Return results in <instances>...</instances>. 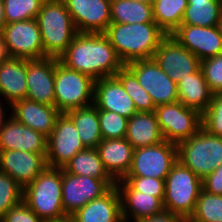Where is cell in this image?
Segmentation results:
<instances>
[{
  "instance_id": "cell-1",
  "label": "cell",
  "mask_w": 222,
  "mask_h": 222,
  "mask_svg": "<svg viewBox=\"0 0 222 222\" xmlns=\"http://www.w3.org/2000/svg\"><path fill=\"white\" fill-rule=\"evenodd\" d=\"M58 59L94 80L114 76L124 66L104 33H77Z\"/></svg>"
},
{
  "instance_id": "cell-2",
  "label": "cell",
  "mask_w": 222,
  "mask_h": 222,
  "mask_svg": "<svg viewBox=\"0 0 222 222\" xmlns=\"http://www.w3.org/2000/svg\"><path fill=\"white\" fill-rule=\"evenodd\" d=\"M118 57L125 64L153 59L156 49L167 34L155 23H111L104 32Z\"/></svg>"
},
{
  "instance_id": "cell-3",
  "label": "cell",
  "mask_w": 222,
  "mask_h": 222,
  "mask_svg": "<svg viewBox=\"0 0 222 222\" xmlns=\"http://www.w3.org/2000/svg\"><path fill=\"white\" fill-rule=\"evenodd\" d=\"M23 201L43 222L67 219L62 206V168L47 166L23 189Z\"/></svg>"
},
{
  "instance_id": "cell-4",
  "label": "cell",
  "mask_w": 222,
  "mask_h": 222,
  "mask_svg": "<svg viewBox=\"0 0 222 222\" xmlns=\"http://www.w3.org/2000/svg\"><path fill=\"white\" fill-rule=\"evenodd\" d=\"M36 21L45 57L59 58L78 33L63 0H45Z\"/></svg>"
},
{
  "instance_id": "cell-5",
  "label": "cell",
  "mask_w": 222,
  "mask_h": 222,
  "mask_svg": "<svg viewBox=\"0 0 222 222\" xmlns=\"http://www.w3.org/2000/svg\"><path fill=\"white\" fill-rule=\"evenodd\" d=\"M202 189V179L177 161L165 178V210L190 219Z\"/></svg>"
},
{
  "instance_id": "cell-6",
  "label": "cell",
  "mask_w": 222,
  "mask_h": 222,
  "mask_svg": "<svg viewBox=\"0 0 222 222\" xmlns=\"http://www.w3.org/2000/svg\"><path fill=\"white\" fill-rule=\"evenodd\" d=\"M177 160L200 179H204L222 164V137L199 131L177 144Z\"/></svg>"
},
{
  "instance_id": "cell-7",
  "label": "cell",
  "mask_w": 222,
  "mask_h": 222,
  "mask_svg": "<svg viewBox=\"0 0 222 222\" xmlns=\"http://www.w3.org/2000/svg\"><path fill=\"white\" fill-rule=\"evenodd\" d=\"M55 107L60 113L93 105L95 80L55 58Z\"/></svg>"
},
{
  "instance_id": "cell-8",
  "label": "cell",
  "mask_w": 222,
  "mask_h": 222,
  "mask_svg": "<svg viewBox=\"0 0 222 222\" xmlns=\"http://www.w3.org/2000/svg\"><path fill=\"white\" fill-rule=\"evenodd\" d=\"M156 115L163 139L178 144L195 135L202 127V114L181 102L156 106Z\"/></svg>"
},
{
  "instance_id": "cell-9",
  "label": "cell",
  "mask_w": 222,
  "mask_h": 222,
  "mask_svg": "<svg viewBox=\"0 0 222 222\" xmlns=\"http://www.w3.org/2000/svg\"><path fill=\"white\" fill-rule=\"evenodd\" d=\"M116 185L114 180L74 175L62 169V206L67 217Z\"/></svg>"
},
{
  "instance_id": "cell-10",
  "label": "cell",
  "mask_w": 222,
  "mask_h": 222,
  "mask_svg": "<svg viewBox=\"0 0 222 222\" xmlns=\"http://www.w3.org/2000/svg\"><path fill=\"white\" fill-rule=\"evenodd\" d=\"M125 66L136 76L155 106L178 102L177 84L161 70L154 59L135 60Z\"/></svg>"
},
{
  "instance_id": "cell-11",
  "label": "cell",
  "mask_w": 222,
  "mask_h": 222,
  "mask_svg": "<svg viewBox=\"0 0 222 222\" xmlns=\"http://www.w3.org/2000/svg\"><path fill=\"white\" fill-rule=\"evenodd\" d=\"M177 144L166 140L153 146L134 150L130 171L126 176H142L165 179L177 162Z\"/></svg>"
},
{
  "instance_id": "cell-12",
  "label": "cell",
  "mask_w": 222,
  "mask_h": 222,
  "mask_svg": "<svg viewBox=\"0 0 222 222\" xmlns=\"http://www.w3.org/2000/svg\"><path fill=\"white\" fill-rule=\"evenodd\" d=\"M85 149L73 121L65 113H61L47 137V166L63 168L78 152Z\"/></svg>"
},
{
  "instance_id": "cell-13",
  "label": "cell",
  "mask_w": 222,
  "mask_h": 222,
  "mask_svg": "<svg viewBox=\"0 0 222 222\" xmlns=\"http://www.w3.org/2000/svg\"><path fill=\"white\" fill-rule=\"evenodd\" d=\"M2 32L12 58L31 60L45 57L36 19L6 24Z\"/></svg>"
},
{
  "instance_id": "cell-14",
  "label": "cell",
  "mask_w": 222,
  "mask_h": 222,
  "mask_svg": "<svg viewBox=\"0 0 222 222\" xmlns=\"http://www.w3.org/2000/svg\"><path fill=\"white\" fill-rule=\"evenodd\" d=\"M153 59L176 84L200 68L199 58L167 35L156 49Z\"/></svg>"
},
{
  "instance_id": "cell-15",
  "label": "cell",
  "mask_w": 222,
  "mask_h": 222,
  "mask_svg": "<svg viewBox=\"0 0 222 222\" xmlns=\"http://www.w3.org/2000/svg\"><path fill=\"white\" fill-rule=\"evenodd\" d=\"M78 33H104L111 24V0H63Z\"/></svg>"
},
{
  "instance_id": "cell-16",
  "label": "cell",
  "mask_w": 222,
  "mask_h": 222,
  "mask_svg": "<svg viewBox=\"0 0 222 222\" xmlns=\"http://www.w3.org/2000/svg\"><path fill=\"white\" fill-rule=\"evenodd\" d=\"M171 35L200 61L222 53V36L217 26L201 27L181 24Z\"/></svg>"
},
{
  "instance_id": "cell-17",
  "label": "cell",
  "mask_w": 222,
  "mask_h": 222,
  "mask_svg": "<svg viewBox=\"0 0 222 222\" xmlns=\"http://www.w3.org/2000/svg\"><path fill=\"white\" fill-rule=\"evenodd\" d=\"M55 58L27 60L26 98L55 107Z\"/></svg>"
},
{
  "instance_id": "cell-18",
  "label": "cell",
  "mask_w": 222,
  "mask_h": 222,
  "mask_svg": "<svg viewBox=\"0 0 222 222\" xmlns=\"http://www.w3.org/2000/svg\"><path fill=\"white\" fill-rule=\"evenodd\" d=\"M46 167V154L0 150V171L9 174L23 189Z\"/></svg>"
},
{
  "instance_id": "cell-19",
  "label": "cell",
  "mask_w": 222,
  "mask_h": 222,
  "mask_svg": "<svg viewBox=\"0 0 222 222\" xmlns=\"http://www.w3.org/2000/svg\"><path fill=\"white\" fill-rule=\"evenodd\" d=\"M0 150L46 154L47 137L8 115L0 124Z\"/></svg>"
},
{
  "instance_id": "cell-20",
  "label": "cell",
  "mask_w": 222,
  "mask_h": 222,
  "mask_svg": "<svg viewBox=\"0 0 222 222\" xmlns=\"http://www.w3.org/2000/svg\"><path fill=\"white\" fill-rule=\"evenodd\" d=\"M121 199V215L123 222H133L151 217L165 210L164 198H157L151 194H143L135 189L124 178L115 185Z\"/></svg>"
},
{
  "instance_id": "cell-21",
  "label": "cell",
  "mask_w": 222,
  "mask_h": 222,
  "mask_svg": "<svg viewBox=\"0 0 222 222\" xmlns=\"http://www.w3.org/2000/svg\"><path fill=\"white\" fill-rule=\"evenodd\" d=\"M93 105L98 110L113 111L128 119L137 113L133 100L115 76L95 80Z\"/></svg>"
},
{
  "instance_id": "cell-22",
  "label": "cell",
  "mask_w": 222,
  "mask_h": 222,
  "mask_svg": "<svg viewBox=\"0 0 222 222\" xmlns=\"http://www.w3.org/2000/svg\"><path fill=\"white\" fill-rule=\"evenodd\" d=\"M8 110H10L8 114L16 121L46 137L52 132L56 119L61 114L54 106L41 104L27 98L13 103Z\"/></svg>"
},
{
  "instance_id": "cell-23",
  "label": "cell",
  "mask_w": 222,
  "mask_h": 222,
  "mask_svg": "<svg viewBox=\"0 0 222 222\" xmlns=\"http://www.w3.org/2000/svg\"><path fill=\"white\" fill-rule=\"evenodd\" d=\"M96 149L105 170L115 182L126 177L135 150L126 138L103 139Z\"/></svg>"
},
{
  "instance_id": "cell-24",
  "label": "cell",
  "mask_w": 222,
  "mask_h": 222,
  "mask_svg": "<svg viewBox=\"0 0 222 222\" xmlns=\"http://www.w3.org/2000/svg\"><path fill=\"white\" fill-rule=\"evenodd\" d=\"M26 74L27 59L11 57L0 64V100H6V108L26 98Z\"/></svg>"
},
{
  "instance_id": "cell-25",
  "label": "cell",
  "mask_w": 222,
  "mask_h": 222,
  "mask_svg": "<svg viewBox=\"0 0 222 222\" xmlns=\"http://www.w3.org/2000/svg\"><path fill=\"white\" fill-rule=\"evenodd\" d=\"M73 222H123L121 199L116 186L93 199L69 217Z\"/></svg>"
},
{
  "instance_id": "cell-26",
  "label": "cell",
  "mask_w": 222,
  "mask_h": 222,
  "mask_svg": "<svg viewBox=\"0 0 222 222\" xmlns=\"http://www.w3.org/2000/svg\"><path fill=\"white\" fill-rule=\"evenodd\" d=\"M125 138L134 149L153 146L164 141L156 115L153 112H137L128 119Z\"/></svg>"
},
{
  "instance_id": "cell-27",
  "label": "cell",
  "mask_w": 222,
  "mask_h": 222,
  "mask_svg": "<svg viewBox=\"0 0 222 222\" xmlns=\"http://www.w3.org/2000/svg\"><path fill=\"white\" fill-rule=\"evenodd\" d=\"M178 101L202 114L212 101L213 92L199 68L195 73L188 74L186 78L177 83Z\"/></svg>"
},
{
  "instance_id": "cell-28",
  "label": "cell",
  "mask_w": 222,
  "mask_h": 222,
  "mask_svg": "<svg viewBox=\"0 0 222 222\" xmlns=\"http://www.w3.org/2000/svg\"><path fill=\"white\" fill-rule=\"evenodd\" d=\"M77 128L78 135L85 148H96L103 140L100 130L99 110L90 105L65 113Z\"/></svg>"
},
{
  "instance_id": "cell-29",
  "label": "cell",
  "mask_w": 222,
  "mask_h": 222,
  "mask_svg": "<svg viewBox=\"0 0 222 222\" xmlns=\"http://www.w3.org/2000/svg\"><path fill=\"white\" fill-rule=\"evenodd\" d=\"M62 169L74 175L113 180L105 170L96 148H86L78 152Z\"/></svg>"
},
{
  "instance_id": "cell-30",
  "label": "cell",
  "mask_w": 222,
  "mask_h": 222,
  "mask_svg": "<svg viewBox=\"0 0 222 222\" xmlns=\"http://www.w3.org/2000/svg\"><path fill=\"white\" fill-rule=\"evenodd\" d=\"M111 23L154 22L152 5L133 0H111Z\"/></svg>"
},
{
  "instance_id": "cell-31",
  "label": "cell",
  "mask_w": 222,
  "mask_h": 222,
  "mask_svg": "<svg viewBox=\"0 0 222 222\" xmlns=\"http://www.w3.org/2000/svg\"><path fill=\"white\" fill-rule=\"evenodd\" d=\"M221 9L222 0H188L181 24L217 26Z\"/></svg>"
},
{
  "instance_id": "cell-32",
  "label": "cell",
  "mask_w": 222,
  "mask_h": 222,
  "mask_svg": "<svg viewBox=\"0 0 222 222\" xmlns=\"http://www.w3.org/2000/svg\"><path fill=\"white\" fill-rule=\"evenodd\" d=\"M188 0H155L152 5L154 22L171 35L180 25Z\"/></svg>"
},
{
  "instance_id": "cell-33",
  "label": "cell",
  "mask_w": 222,
  "mask_h": 222,
  "mask_svg": "<svg viewBox=\"0 0 222 222\" xmlns=\"http://www.w3.org/2000/svg\"><path fill=\"white\" fill-rule=\"evenodd\" d=\"M133 100L137 112H153L156 108L151 96L140 86L136 76L124 65L114 75Z\"/></svg>"
},
{
  "instance_id": "cell-34",
  "label": "cell",
  "mask_w": 222,
  "mask_h": 222,
  "mask_svg": "<svg viewBox=\"0 0 222 222\" xmlns=\"http://www.w3.org/2000/svg\"><path fill=\"white\" fill-rule=\"evenodd\" d=\"M191 222H222V196L202 189Z\"/></svg>"
},
{
  "instance_id": "cell-35",
  "label": "cell",
  "mask_w": 222,
  "mask_h": 222,
  "mask_svg": "<svg viewBox=\"0 0 222 222\" xmlns=\"http://www.w3.org/2000/svg\"><path fill=\"white\" fill-rule=\"evenodd\" d=\"M6 24L36 19L45 0H3Z\"/></svg>"
},
{
  "instance_id": "cell-36",
  "label": "cell",
  "mask_w": 222,
  "mask_h": 222,
  "mask_svg": "<svg viewBox=\"0 0 222 222\" xmlns=\"http://www.w3.org/2000/svg\"><path fill=\"white\" fill-rule=\"evenodd\" d=\"M23 200V188L5 172L0 171V219Z\"/></svg>"
},
{
  "instance_id": "cell-37",
  "label": "cell",
  "mask_w": 222,
  "mask_h": 222,
  "mask_svg": "<svg viewBox=\"0 0 222 222\" xmlns=\"http://www.w3.org/2000/svg\"><path fill=\"white\" fill-rule=\"evenodd\" d=\"M102 139H122L126 136L128 118L113 111L99 110Z\"/></svg>"
},
{
  "instance_id": "cell-38",
  "label": "cell",
  "mask_w": 222,
  "mask_h": 222,
  "mask_svg": "<svg viewBox=\"0 0 222 222\" xmlns=\"http://www.w3.org/2000/svg\"><path fill=\"white\" fill-rule=\"evenodd\" d=\"M201 125L208 133L222 137V92L213 94L212 101L202 113Z\"/></svg>"
},
{
  "instance_id": "cell-39",
  "label": "cell",
  "mask_w": 222,
  "mask_h": 222,
  "mask_svg": "<svg viewBox=\"0 0 222 222\" xmlns=\"http://www.w3.org/2000/svg\"><path fill=\"white\" fill-rule=\"evenodd\" d=\"M200 69L210 90L222 92V53L200 61Z\"/></svg>"
},
{
  "instance_id": "cell-40",
  "label": "cell",
  "mask_w": 222,
  "mask_h": 222,
  "mask_svg": "<svg viewBox=\"0 0 222 222\" xmlns=\"http://www.w3.org/2000/svg\"><path fill=\"white\" fill-rule=\"evenodd\" d=\"M124 179L143 194L164 198L165 179L142 176H126Z\"/></svg>"
},
{
  "instance_id": "cell-41",
  "label": "cell",
  "mask_w": 222,
  "mask_h": 222,
  "mask_svg": "<svg viewBox=\"0 0 222 222\" xmlns=\"http://www.w3.org/2000/svg\"><path fill=\"white\" fill-rule=\"evenodd\" d=\"M0 222H43L37 214L28 207L22 200L20 203L11 207Z\"/></svg>"
},
{
  "instance_id": "cell-42",
  "label": "cell",
  "mask_w": 222,
  "mask_h": 222,
  "mask_svg": "<svg viewBox=\"0 0 222 222\" xmlns=\"http://www.w3.org/2000/svg\"><path fill=\"white\" fill-rule=\"evenodd\" d=\"M203 190L222 196V164L202 180Z\"/></svg>"
},
{
  "instance_id": "cell-43",
  "label": "cell",
  "mask_w": 222,
  "mask_h": 222,
  "mask_svg": "<svg viewBox=\"0 0 222 222\" xmlns=\"http://www.w3.org/2000/svg\"><path fill=\"white\" fill-rule=\"evenodd\" d=\"M136 222H185V219L179 215L173 214L170 211H162L156 215Z\"/></svg>"
},
{
  "instance_id": "cell-44",
  "label": "cell",
  "mask_w": 222,
  "mask_h": 222,
  "mask_svg": "<svg viewBox=\"0 0 222 222\" xmlns=\"http://www.w3.org/2000/svg\"><path fill=\"white\" fill-rule=\"evenodd\" d=\"M11 58L3 32H0V64Z\"/></svg>"
},
{
  "instance_id": "cell-45",
  "label": "cell",
  "mask_w": 222,
  "mask_h": 222,
  "mask_svg": "<svg viewBox=\"0 0 222 222\" xmlns=\"http://www.w3.org/2000/svg\"><path fill=\"white\" fill-rule=\"evenodd\" d=\"M6 25L5 13H4V1L0 0V32L3 31Z\"/></svg>"
},
{
  "instance_id": "cell-46",
  "label": "cell",
  "mask_w": 222,
  "mask_h": 222,
  "mask_svg": "<svg viewBox=\"0 0 222 222\" xmlns=\"http://www.w3.org/2000/svg\"><path fill=\"white\" fill-rule=\"evenodd\" d=\"M5 103H1V100H0V124L2 123V121L4 120V118L6 117V116H8L7 114H8V112H9V110L7 109V111H6V108L4 107V106H6V105H4ZM5 109V110H4Z\"/></svg>"
},
{
  "instance_id": "cell-47",
  "label": "cell",
  "mask_w": 222,
  "mask_h": 222,
  "mask_svg": "<svg viewBox=\"0 0 222 222\" xmlns=\"http://www.w3.org/2000/svg\"><path fill=\"white\" fill-rule=\"evenodd\" d=\"M217 28H218L220 35L222 36V9H221L220 16L218 19Z\"/></svg>"
},
{
  "instance_id": "cell-48",
  "label": "cell",
  "mask_w": 222,
  "mask_h": 222,
  "mask_svg": "<svg viewBox=\"0 0 222 222\" xmlns=\"http://www.w3.org/2000/svg\"><path fill=\"white\" fill-rule=\"evenodd\" d=\"M133 1H139V2H144V3H147V4L153 5L155 0H133Z\"/></svg>"
},
{
  "instance_id": "cell-49",
  "label": "cell",
  "mask_w": 222,
  "mask_h": 222,
  "mask_svg": "<svg viewBox=\"0 0 222 222\" xmlns=\"http://www.w3.org/2000/svg\"><path fill=\"white\" fill-rule=\"evenodd\" d=\"M56 222H73L69 217L67 219L56 221Z\"/></svg>"
}]
</instances>
